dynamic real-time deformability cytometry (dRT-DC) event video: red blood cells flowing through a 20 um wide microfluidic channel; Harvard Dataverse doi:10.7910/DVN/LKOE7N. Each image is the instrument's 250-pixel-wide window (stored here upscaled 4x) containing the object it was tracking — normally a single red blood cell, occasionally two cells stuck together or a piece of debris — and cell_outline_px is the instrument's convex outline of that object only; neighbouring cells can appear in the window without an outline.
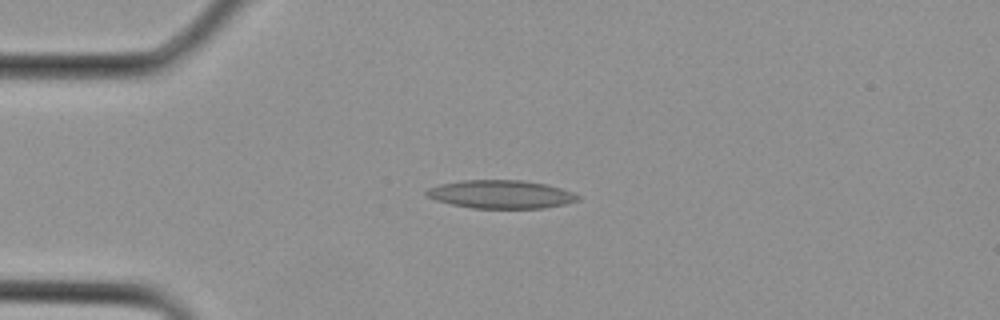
{"species": "Egyptian fruit bat (a non-hibernating species)", "species_latin": "Rousettus aegyptiacus", "temperature_condition": "cold", "stored_images_in_passage": 18, "camera_frame_rate_fps": 3000, "um_per_image_px": 0.085, "animal": {"sex": "female"}, "frame": {"image": 1, "passage_image": 7, "time_ms": 2.0, "image_size_px": [1000, 320], "cell_outline_px": [[580, 200], [568, 204], [544, 208], [472, 208], [452, 204], [436, 200], [428, 196], [424, 192], [428, 188], [440, 184], [460, 180], [520, 180], [544, 184], [560, 188], [572, 192], [580, 196]], "centroid_in_image_um": [42.59, 16.52], "position_along_channel_um": 42.4, "area_um2": 24.91}}
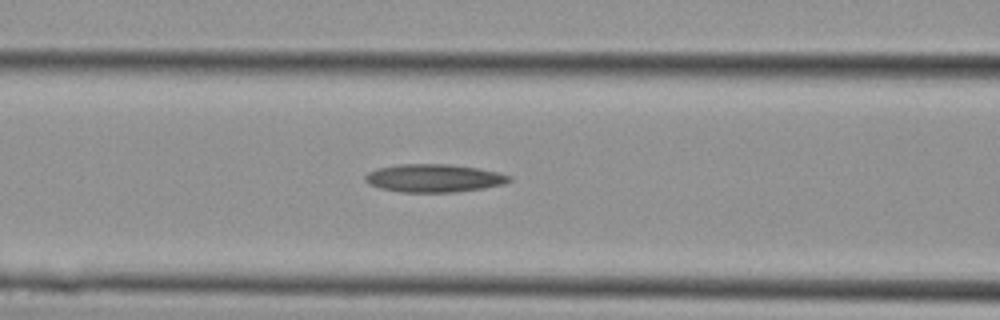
{"frame": {"image": 2, "passage_image": 12, "time_ms": 3.667, "image_size_px": [1000, 320], "cell_outline_px": [[512, 180], [504, 184], [484, 188], [456, 192], [400, 192], [380, 188], [368, 184], [364, 180], [364, 176], [368, 172], [376, 168], [396, 164], [448, 164], [476, 168], [500, 172], [512, 176]], "centroid_in_image_um": [36.87, 15.14], "position_along_channel_um": 129.7, "area_um2": 23.76}}
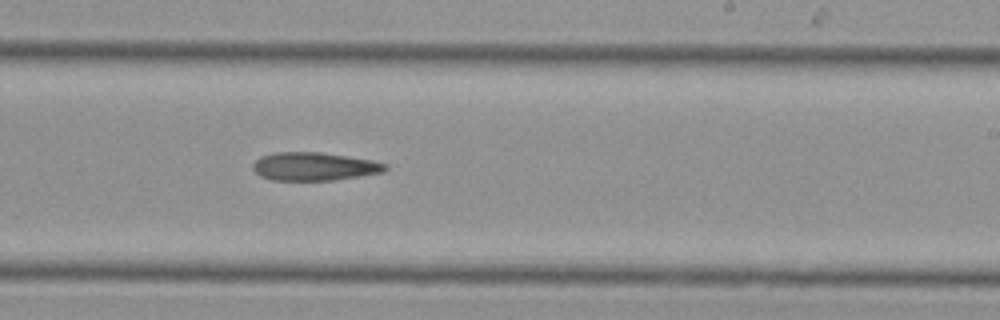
{"frame": {"image": 3, "passage_image": 18, "time_ms": 5.667, "image_size_px": [1000, 320], "cell_outline_px": [[388, 168], [384, 172], [336, 180], [272, 180], [260, 176], [252, 168], [252, 164], [260, 156], [276, 152], [320, 152], [372, 160], [388, 164]], "centroid_in_image_um": [26.71, 14.15], "position_along_channel_um": 262.3, "area_um2": 21.85}}